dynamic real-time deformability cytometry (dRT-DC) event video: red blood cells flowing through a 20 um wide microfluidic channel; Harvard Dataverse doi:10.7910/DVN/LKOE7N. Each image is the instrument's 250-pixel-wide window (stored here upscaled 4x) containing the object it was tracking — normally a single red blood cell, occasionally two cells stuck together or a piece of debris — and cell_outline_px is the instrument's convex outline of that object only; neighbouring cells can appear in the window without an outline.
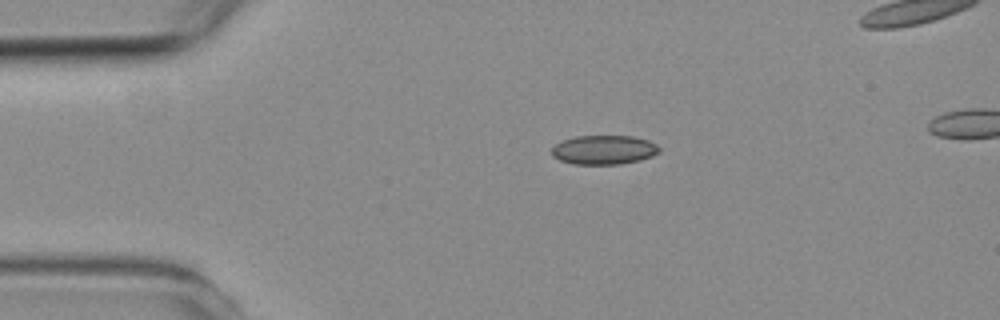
{"species": "common noctule bat (a hibernating species)", "species_latin": "Nyctalus noctula", "temperature_condition": "room temperature", "stored_images_in_passage": 3, "camera_frame_rate_fps": 3000, "um_per_image_px": 0.085, "animal": {"sex": "female", "body_mass_g": 19.3, "forearm_length_mm": 54.1}, "frame": {"image": 1, "passage_image": 1, "time_ms": 0.0, "image_size_px": [1000, 320], "cell_outline_px": [[660, 152], [652, 156], [640, 160], [620, 164], [572, 164], [560, 160], [552, 156], [552, 148], [556, 144], [564, 140], [576, 136], [632, 136], [648, 140], [656, 144], [660, 148]], "centroid_in_image_um": [51.35, 12.74], "position_along_channel_um": 33.7, "area_um2": 18.26}}